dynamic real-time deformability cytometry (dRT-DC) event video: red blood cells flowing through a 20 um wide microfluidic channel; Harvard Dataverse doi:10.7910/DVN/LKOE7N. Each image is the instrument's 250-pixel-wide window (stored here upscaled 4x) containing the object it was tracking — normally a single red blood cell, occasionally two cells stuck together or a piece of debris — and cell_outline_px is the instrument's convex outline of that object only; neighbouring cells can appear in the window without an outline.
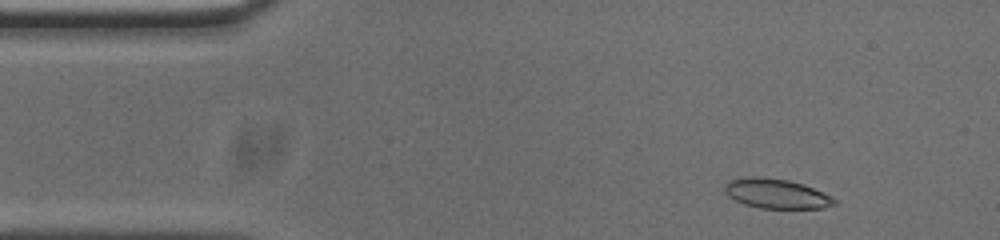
{"species": "common noctule bat (a hibernating species)", "species_latin": "Nyctalus noctula", "temperature_condition": "cold", "stored_images_in_passage": 50, "camera_frame_rate_fps": 3000, "um_per_image_px": 0.085, "animal": {"sex": "male", "body_mass_g": 20.0, "forearm_length_mm": 53.3}, "frame": {"image": 1, "passage_image": 3, "time_ms": 0.667, "image_size_px": [1000, 240], "cell_outline_px": [[836, 204], [820, 208], [760, 208], [744, 204], [728, 196], [724, 192], [724, 184], [728, 180], [752, 176], [756, 176], [788, 180], [804, 184], [832, 196], [836, 200]], "centroid_in_image_um": [65.97, 16.45], "position_along_channel_um": 19.0, "area_um2": 18.96}}
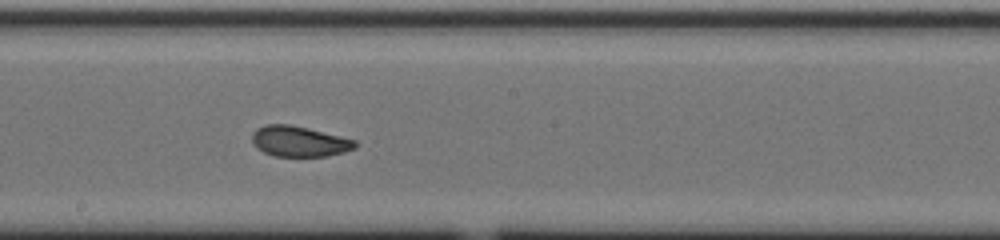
{"frame": {"image": 2, "passage_image": 25, "time_ms": 8.0, "image_size_px": [1000, 240], "cell_outline_px": [[356, 148], [344, 152], [328, 156], [272, 156], [256, 148], [252, 140], [252, 132], [256, 128], [264, 124], [288, 124], [308, 128], [356, 140]], "centroid_in_image_um": [25.41, 12.01], "position_along_channel_um": 222.8, "area_um2": 18.44}}
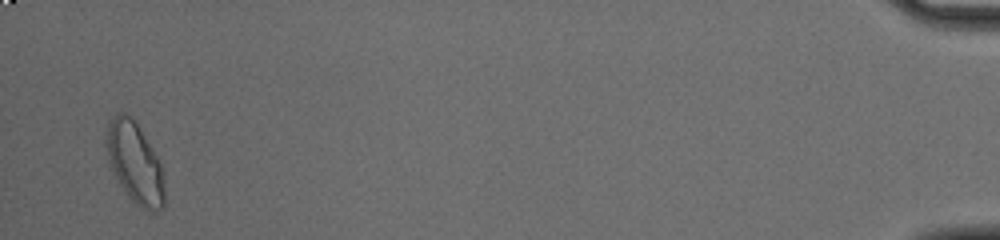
{"frame": {"image": 3, "passage_image": 49, "time_ms": 16.0, "image_size_px": [1000, 240], "cell_outline_px": [[164, 204], [160, 208], [152, 212], [148, 212], [140, 208], [128, 196], [120, 184], [108, 160], [104, 140], [108, 124], [112, 116], [120, 112], [124, 112], [136, 124], [152, 148], [160, 164], [164, 176]], "centroid_in_image_um": [11.45, 13.86], "position_along_channel_um": 423.8, "area_um2": 27.11}, "authors_computed_cell_mechanics": {"area_um2": 19.074, "velocity_mm_per_s": 3.7353, "shape_relaxation_time_tau1_ms": null, "shape_relaxation_time_tau2_ms": 1.1007, "deformation_change_tau1": null, "deformation_change_tau2": 0.0514}}